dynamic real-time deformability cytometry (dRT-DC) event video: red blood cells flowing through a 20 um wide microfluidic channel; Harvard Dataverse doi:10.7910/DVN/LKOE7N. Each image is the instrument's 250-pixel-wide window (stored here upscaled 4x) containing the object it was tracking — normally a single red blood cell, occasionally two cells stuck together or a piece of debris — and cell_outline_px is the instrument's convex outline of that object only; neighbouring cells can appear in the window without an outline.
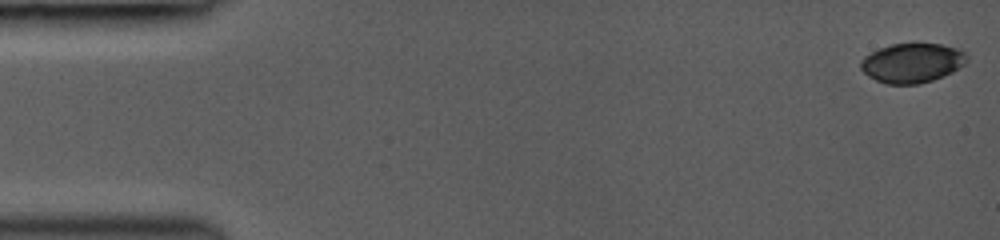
{"species": "common noctule bat (a hibernating species)", "species_latin": "Nyctalus noctula", "temperature_condition": "room temperature", "stored_images_in_passage": 27, "camera_frame_rate_fps": 3000, "um_per_image_px": 0.085, "animal": {"sex": "female", "body_mass_g": 19.0, "forearm_length_mm": 53.3}, "frame": {"image": 1, "passage_image": 1, "time_ms": 0.0, "image_size_px": [1000, 240], "cell_outline_px": [[968, 60], [964, 64], [952, 72], [944, 76], [920, 84], [888, 84], [876, 80], [868, 76], [860, 68], [860, 60], [864, 56], [880, 48], [892, 44], [916, 40], [940, 44], [956, 48], [964, 52], [968, 56]], "centroid_in_image_um": [77.53, 5.31], "position_along_channel_um": 7.5, "area_um2": 25.03}}
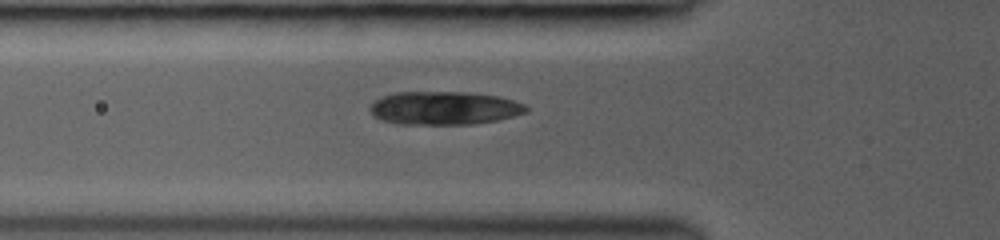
{"frame": {"image": 2, "passage_image": 15, "time_ms": 5.333, "image_size_px": [1000, 240], "cell_outline_px": [[528, 112], [496, 120], [472, 124], [396, 124], [380, 120], [372, 116], [368, 108], [376, 100], [384, 96], [396, 92], [464, 92], [500, 96], [524, 104], [528, 108]], "centroid_in_image_um": [37.72, 9.19], "position_along_channel_um": 88.1, "area_um2": 30.35}}
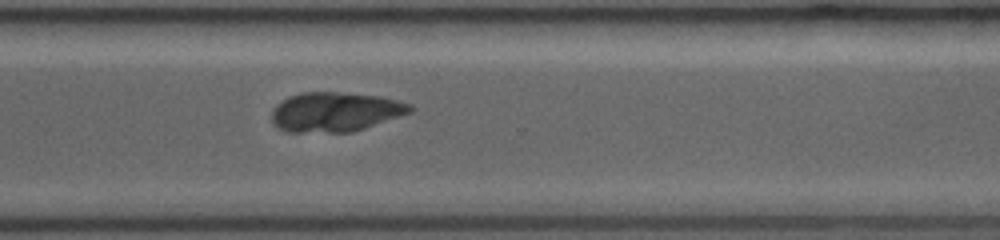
{"frame": {"image": 3, "passage_image": 27, "time_ms": 11.333, "image_size_px": [1000, 240], "cell_outline_px": [[416, 108], [412, 112], [352, 132], [288, 132], [272, 124], [272, 108], [276, 104], [288, 96], [300, 92], [336, 92], [380, 96], [412, 104]], "centroid_in_image_um": [28.49, 9.5], "position_along_channel_um": 342.1, "area_um2": 32.02}}